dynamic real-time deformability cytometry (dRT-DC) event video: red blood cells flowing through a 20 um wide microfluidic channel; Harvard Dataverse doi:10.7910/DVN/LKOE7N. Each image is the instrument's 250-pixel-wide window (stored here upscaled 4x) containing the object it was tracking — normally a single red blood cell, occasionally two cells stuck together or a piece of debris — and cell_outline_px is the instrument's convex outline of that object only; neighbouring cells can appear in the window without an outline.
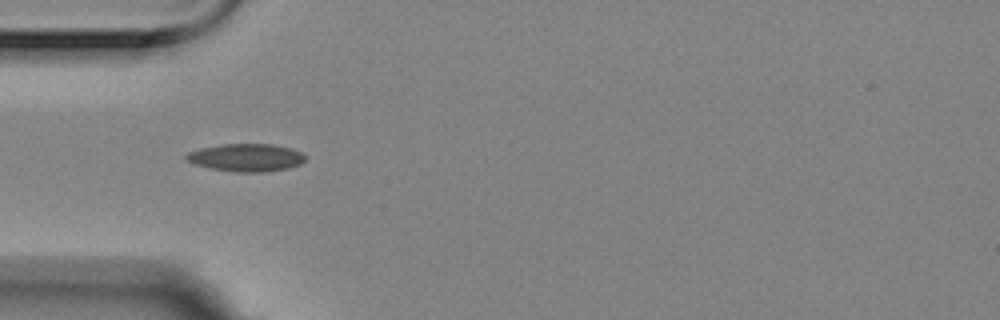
{"species": "Egyptian fruit bat (a non-hibernating species)", "species_latin": "Rousettus aegyptiacus", "temperature_condition": "room temperature", "stored_images_in_passage": 10, "camera_frame_rate_fps": 3000, "um_per_image_px": 0.085, "animal": {"sex": "female"}, "frame": {"image": 1, "passage_image": 2, "time_ms": 0.333, "image_size_px": [1000, 320], "cell_outline_px": [[304, 160], [300, 164], [288, 168], [264, 172], [236, 172], [212, 168], [192, 164], [184, 156], [188, 152], [200, 148], [224, 144], [272, 144], [288, 148], [300, 152], [304, 156]], "centroid_in_image_um": [20.89, 13.39], "position_along_channel_um": 64.1, "area_um2": 19.02}}
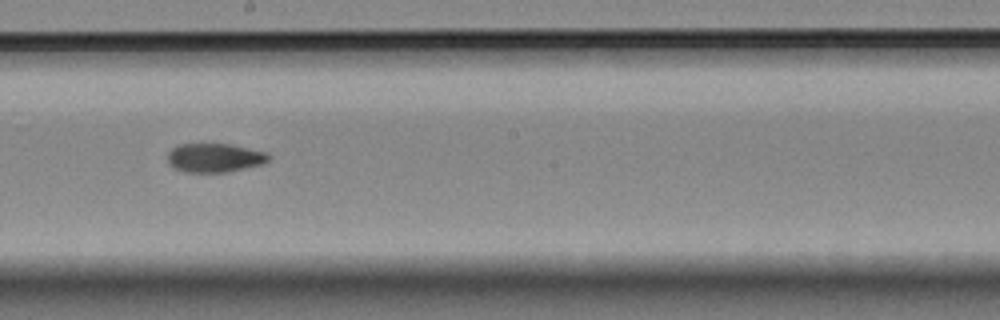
{"frame": {"image": 2, "passage_image": 6, "time_ms": 1.667, "image_size_px": [1000, 320], "cell_outline_px": [[272, 156], [264, 164], [228, 172], [184, 172], [172, 168], [168, 164], [168, 152], [176, 144], [232, 144], [268, 152]], "centroid_in_image_um": [18.25, 13.41], "position_along_channel_um": 229.9, "area_um2": 17.4}}
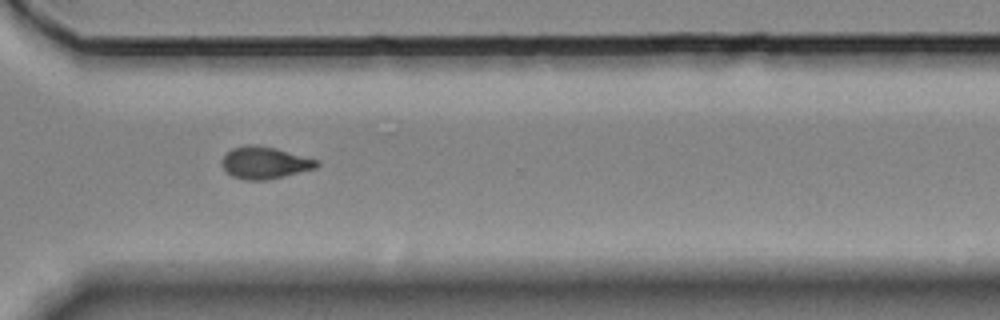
{"frame": {"image": 3, "passage_image": 9, "time_ms": 2.667, "image_size_px": [1000, 320], "cell_outline_px": [[320, 164], [316, 168], [268, 180], [248, 180], [232, 176], [220, 164], [220, 160], [232, 148], [248, 144], [256, 144], [276, 148], [316, 160]], "centroid_in_image_um": [22.47, 13.83], "position_along_channel_um": 348.1, "area_um2": 17.63}}